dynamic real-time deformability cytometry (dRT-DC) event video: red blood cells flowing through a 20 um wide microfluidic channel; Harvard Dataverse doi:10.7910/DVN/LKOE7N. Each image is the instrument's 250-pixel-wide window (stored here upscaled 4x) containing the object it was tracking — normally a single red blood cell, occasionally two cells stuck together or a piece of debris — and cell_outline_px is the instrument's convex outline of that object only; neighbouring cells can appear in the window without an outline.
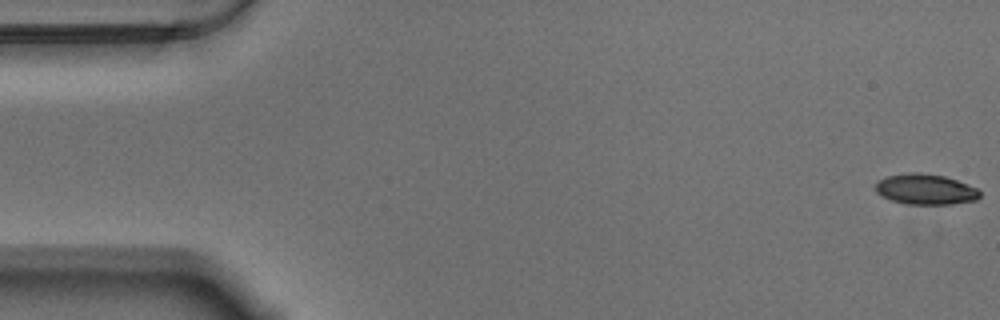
{"species": "Egyptian fruit bat (a non-hibernating species)", "species_latin": "Rousettus aegyptiacus", "temperature_condition": "warm", "stored_images_in_passage": 57, "camera_frame_rate_fps": 3000, "um_per_image_px": 0.085, "animal": {"sex": "male"}, "frame": {"image": 1, "passage_image": 1, "time_ms": 0.0, "image_size_px": [1000, 320], "cell_outline_px": [[980, 196], [976, 200], [952, 204], [904, 204], [880, 196], [876, 192], [876, 184], [880, 180], [888, 176], [908, 172], [920, 172], [944, 176], [956, 180], [976, 188], [980, 192]], "centroid_in_image_um": [78.65, 16.09], "position_along_channel_um": 6.3, "area_um2": 18.5}}
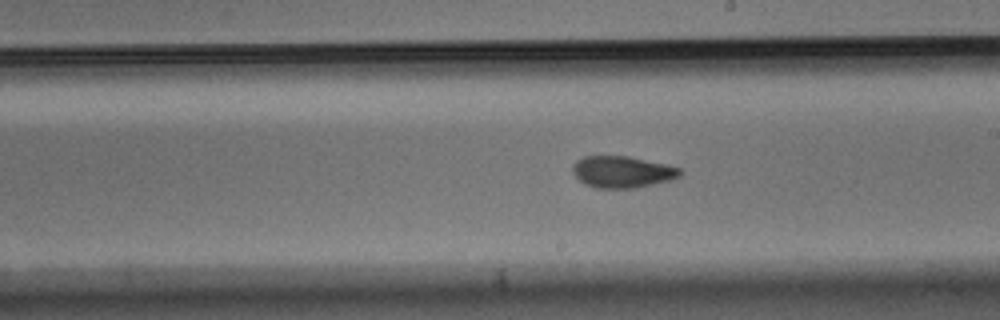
{"frame": {"image": 2, "passage_image": 32, "time_ms": 10.333, "image_size_px": [1000, 320], "cell_outline_px": [[684, 172], [680, 176], [672, 180], [636, 188], [596, 188], [584, 184], [572, 172], [572, 164], [576, 160], [584, 156], [628, 156], [668, 164], [680, 168]], "centroid_in_image_um": [52.92, 14.61], "position_along_channel_um": 236.1, "area_um2": 20.11}}
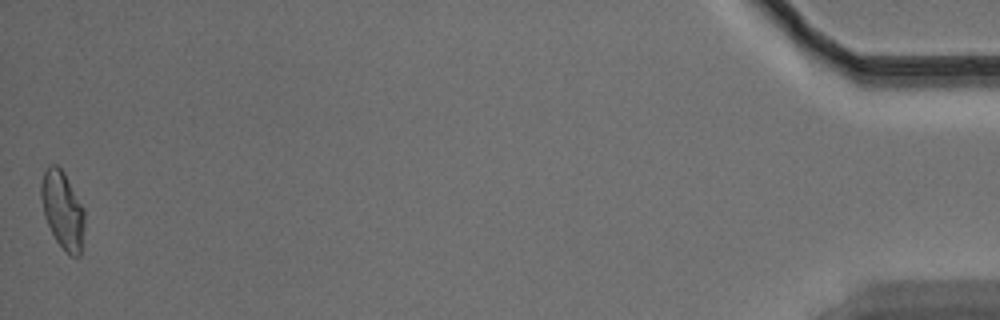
{"frame": {"image": 3, "passage_image": 57, "time_ms": 18.667, "image_size_px": [1000, 320], "cell_outline_px": [[84, 228], [80, 256], [72, 256], [56, 240], [44, 216], [40, 196], [40, 184], [44, 172], [48, 164], [56, 164], [64, 172], [84, 208]], "centroid_in_image_um": [5.31, 17.8], "position_along_channel_um": 429.9, "area_um2": 19.54}, "authors_computed_cell_mechanics": {"area_um2": 19.7098, "velocity_mm_per_s": 3.5267, "shape_relaxation_time_tau1_ms": 6.1524, "shape_relaxation_time_tau2_ms": 2.4384, "deformation_change_tau1": 0.1618, "deformation_change_tau2": 0.0819}}